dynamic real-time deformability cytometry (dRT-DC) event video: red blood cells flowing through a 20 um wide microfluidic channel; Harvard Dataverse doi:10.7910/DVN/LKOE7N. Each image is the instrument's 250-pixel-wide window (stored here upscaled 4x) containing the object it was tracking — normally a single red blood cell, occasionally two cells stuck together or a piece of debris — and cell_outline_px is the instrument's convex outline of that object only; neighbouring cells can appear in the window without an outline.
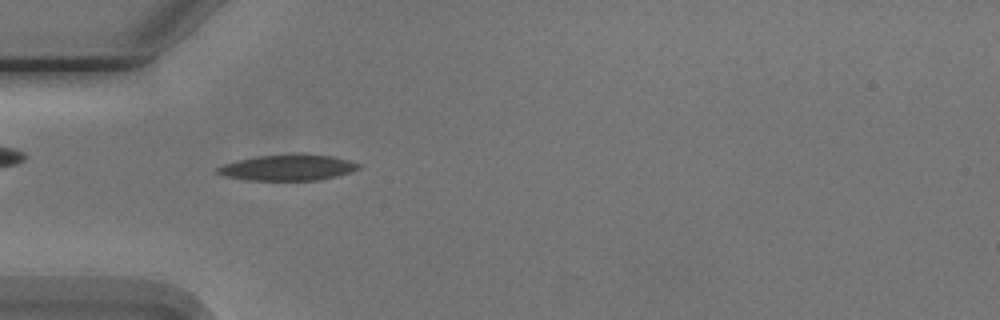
{"species": "Egyptian fruit bat (a non-hibernating species)", "species_latin": "Rousettus aegyptiacus", "temperature_condition": "cold", "stored_images_in_passage": 6, "camera_frame_rate_fps": 3000, "um_per_image_px": 0.085, "animal": {"sex": "male"}, "frame": {"image": 1, "passage_image": 4, "time_ms": 3.333, "image_size_px": [1000, 320], "cell_outline_px": [[360, 168], [336, 176], [316, 180], [248, 180], [224, 176], [216, 172], [216, 168], [224, 164], [236, 160], [256, 156], [296, 152], [304, 152], [332, 156], [348, 160], [360, 164]], "centroid_in_image_um": [24.44, 14.21], "position_along_channel_um": 60.6, "area_um2": 21.68}}
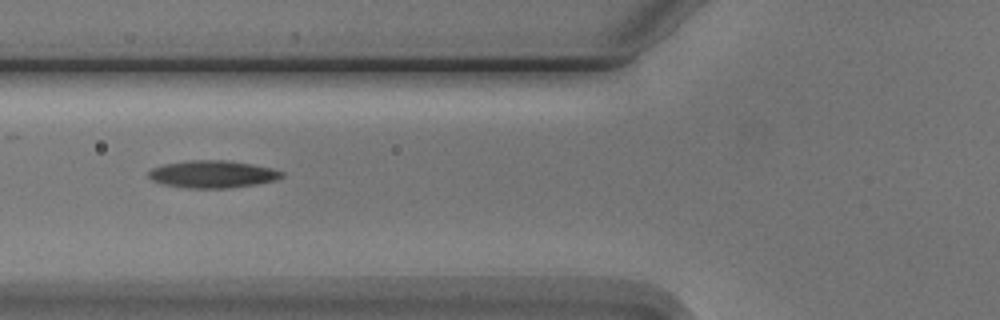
{"frame": {"image": 2, "passage_image": 5, "time_ms": 4.667, "image_size_px": [1000, 320], "cell_outline_px": [[284, 176], [276, 180], [256, 184], [228, 188], [184, 188], [164, 184], [152, 180], [148, 176], [148, 172], [152, 168], [164, 164], [188, 160], [228, 160], [252, 164], [272, 168], [284, 172]], "centroid_in_image_um": [18.08, 14.8], "position_along_channel_um": 107.7, "area_um2": 21.33}}
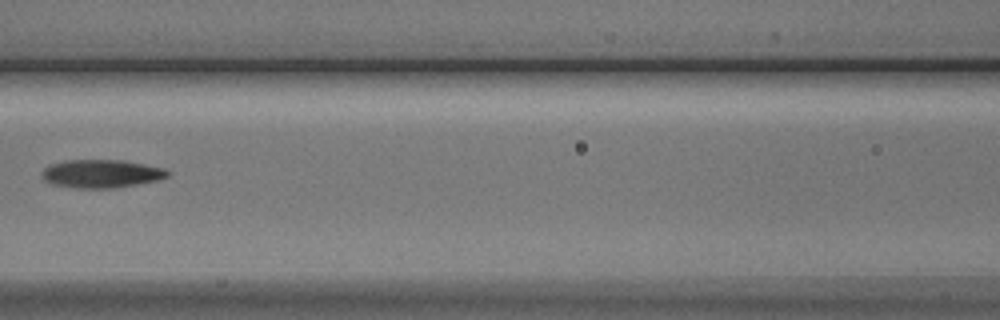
{"frame": {"image": 3, "passage_image": 6, "time_ms": 6.0, "image_size_px": [1000, 320], "cell_outline_px": [[172, 172], [168, 176], [156, 180], [136, 184], [112, 188], [76, 188], [52, 184], [44, 180], [44, 168], [52, 164], [68, 160], [124, 160], [164, 168]], "centroid_in_image_um": [8.65, 14.76], "position_along_channel_um": 157.9, "area_um2": 20.4}}